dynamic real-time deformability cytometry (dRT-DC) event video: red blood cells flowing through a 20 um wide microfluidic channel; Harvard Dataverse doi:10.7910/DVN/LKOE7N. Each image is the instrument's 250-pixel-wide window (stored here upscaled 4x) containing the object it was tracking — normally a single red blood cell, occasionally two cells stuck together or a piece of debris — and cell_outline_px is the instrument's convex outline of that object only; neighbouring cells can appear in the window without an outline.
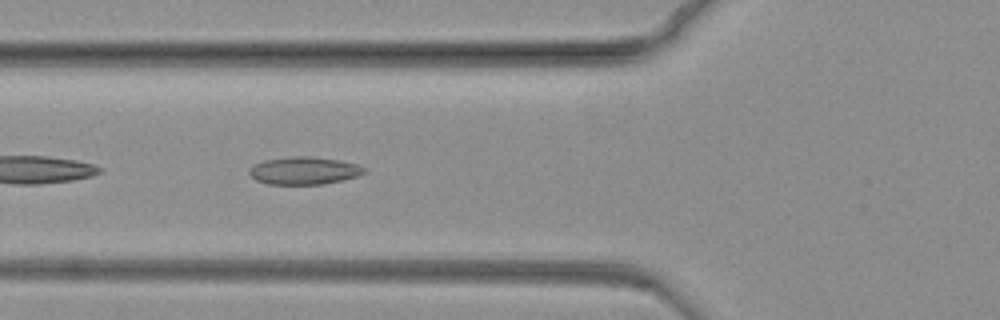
{"species": "common noctule bat (a hibernating species)", "species_latin": "Nyctalus noctula", "temperature_condition": "warm", "stored_images_in_passage": 57, "camera_frame_rate_fps": 3000, "um_per_image_px": 0.085, "animal": {"sex": "female", "body_mass_g": 19.3, "forearm_length_mm": 54.1}, "frame": {"image": 1, "passage_image": 7, "time_ms": 2.0, "image_size_px": [1000, 320], "cell_outline_px": [[368, 172], [356, 176], [324, 184], [268, 184], [256, 180], [248, 172], [252, 164], [264, 160], [292, 156], [312, 156], [336, 160], [356, 164], [368, 168]], "centroid_in_image_um": [25.84, 14.5], "position_along_channel_um": 100.0, "area_um2": 18.5}}
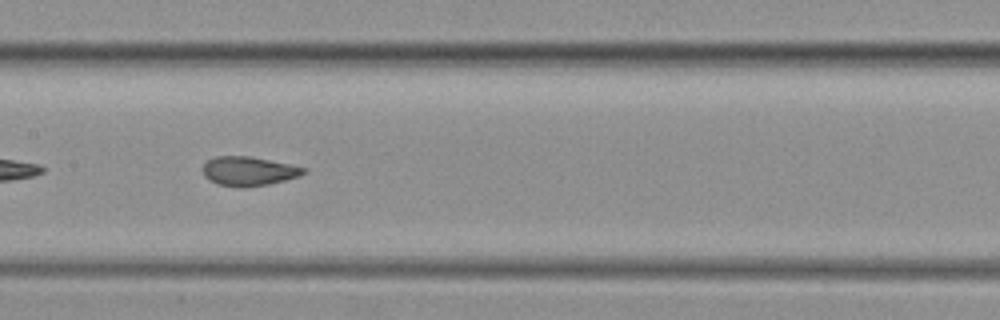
{"frame": {"image": 2, "passage_image": 17, "time_ms": 5.333, "image_size_px": [1000, 320], "cell_outline_px": [[308, 168], [300, 176], [268, 184], [244, 188], [240, 188], [216, 184], [208, 180], [204, 176], [200, 168], [208, 160], [216, 156], [248, 156]], "centroid_in_image_um": [21.07, 14.56], "position_along_channel_um": 186.3, "area_um2": 17.22}}
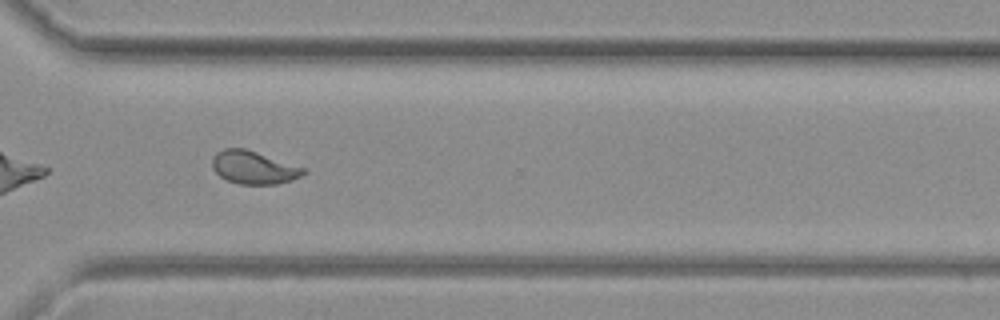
{"frame": {"image": 3, "passage_image": 36, "time_ms": 11.667, "image_size_px": [1000, 320], "cell_outline_px": [[308, 172], [292, 180], [276, 184], [240, 184], [228, 180], [220, 176], [212, 168], [212, 156], [216, 152], [224, 148], [244, 148], [304, 168]], "centroid_in_image_um": [21.53, 14.23], "position_along_channel_um": 349.1, "area_um2": 17.34}}